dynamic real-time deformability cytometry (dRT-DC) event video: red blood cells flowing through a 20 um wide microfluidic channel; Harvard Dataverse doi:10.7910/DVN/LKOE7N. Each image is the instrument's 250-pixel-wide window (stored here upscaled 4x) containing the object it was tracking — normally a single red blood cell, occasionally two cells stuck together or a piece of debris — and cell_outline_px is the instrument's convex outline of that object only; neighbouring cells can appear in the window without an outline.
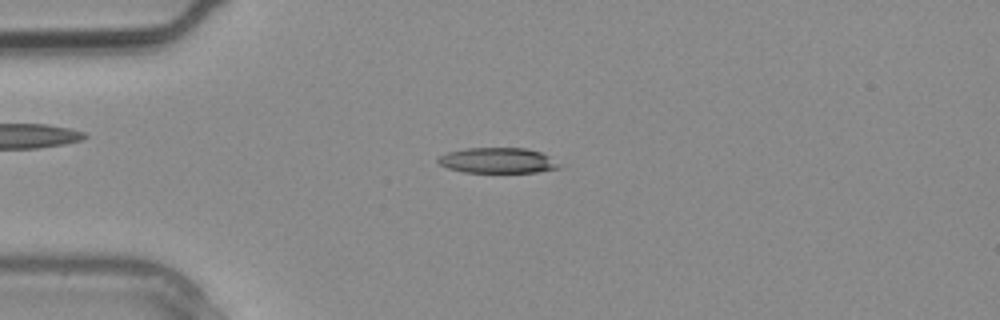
{"species": "common noctule bat (a hibernating species)", "species_latin": "Nyctalus noctula", "temperature_condition": "warm", "stored_images_in_passage": 3, "camera_frame_rate_fps": 3000, "um_per_image_px": 0.085, "animal": {"sex": "male", "body_mass_g": 20.4}, "frame": {"image": 1, "passage_image": 3, "time_ms": 0.667, "image_size_px": [1000, 320], "cell_outline_px": [[560, 168], [536, 172], [464, 172], [448, 168], [440, 164], [436, 160], [440, 156], [448, 152], [468, 148], [528, 148], [540, 152], [548, 156], [560, 164]], "centroid_in_image_um": [42.31, 13.64], "position_along_channel_um": 42.7, "area_um2": 17.8}}